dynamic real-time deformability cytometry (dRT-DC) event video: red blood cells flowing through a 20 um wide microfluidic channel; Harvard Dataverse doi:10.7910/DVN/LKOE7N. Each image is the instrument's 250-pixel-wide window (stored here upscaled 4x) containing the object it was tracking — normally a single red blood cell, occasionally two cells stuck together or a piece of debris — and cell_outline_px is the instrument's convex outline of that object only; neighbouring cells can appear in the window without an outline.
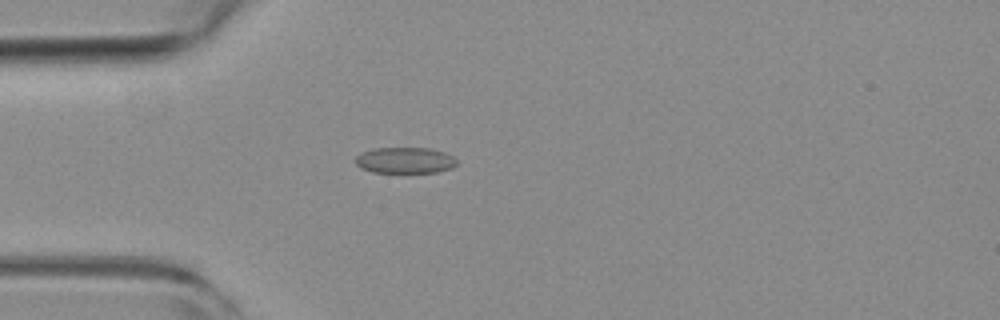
{"species": "common noctule bat (a hibernating species)", "species_latin": "Nyctalus noctula", "temperature_condition": "room temperature", "stored_images_in_passage": 46, "camera_frame_rate_fps": 3000, "um_per_image_px": 0.085, "animal": {"sex": "female", "body_mass_g": 19.3, "forearm_length_mm": 54.1}, "frame": {"image": 1, "passage_image": 10, "time_ms": 3.0, "image_size_px": [1000, 320], "cell_outline_px": [[456, 164], [452, 168], [436, 172], [372, 172], [360, 168], [356, 164], [356, 156], [364, 152], [376, 148], [428, 148], [444, 152], [452, 156], [456, 160]], "centroid_in_image_um": [34.42, 13.63], "position_along_channel_um": 50.6, "area_um2": 15.2}}
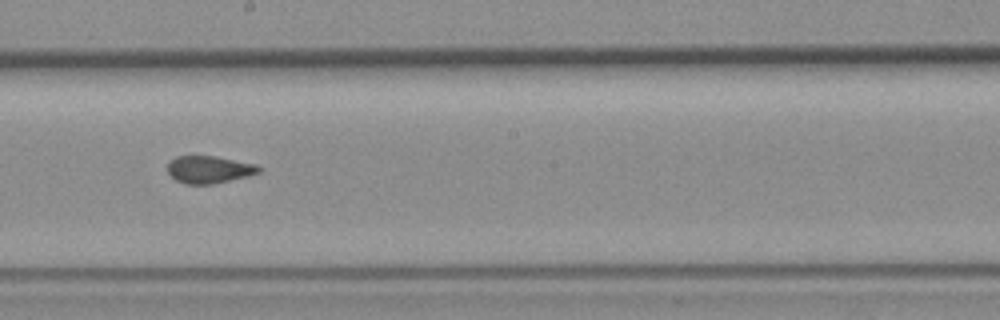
{"frame": {"image": 2, "passage_image": 25, "time_ms": 8.0, "image_size_px": [1000, 320], "cell_outline_px": [[260, 172], [248, 176], [212, 184], [184, 184], [176, 180], [168, 172], [168, 164], [176, 156], [212, 156], [256, 164], [260, 168]], "centroid_in_image_um": [17.77, 14.42], "position_along_channel_um": 230.4, "area_um2": 14.33}}
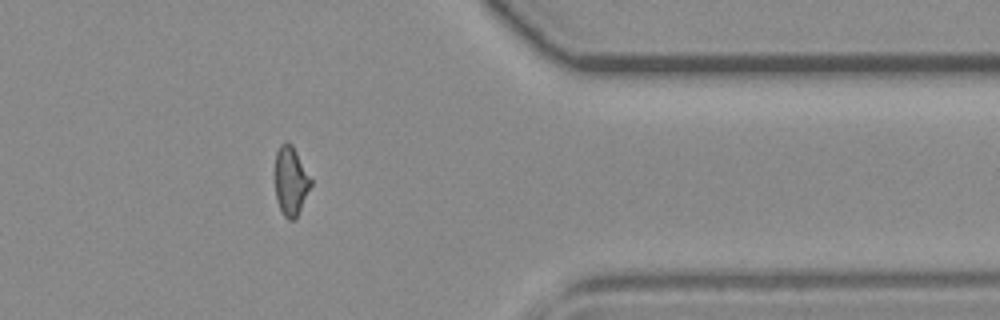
{"frame": {"image": 3, "passage_image": 39, "time_ms": 12.667, "image_size_px": [1000, 320], "cell_outline_px": [[312, 184], [296, 220], [288, 220], [284, 216], [276, 200], [276, 152], [280, 144], [292, 144], [312, 180]], "centroid_in_image_um": [24.73, 15.43], "position_along_channel_um": 386.7, "area_um2": 14.22}}